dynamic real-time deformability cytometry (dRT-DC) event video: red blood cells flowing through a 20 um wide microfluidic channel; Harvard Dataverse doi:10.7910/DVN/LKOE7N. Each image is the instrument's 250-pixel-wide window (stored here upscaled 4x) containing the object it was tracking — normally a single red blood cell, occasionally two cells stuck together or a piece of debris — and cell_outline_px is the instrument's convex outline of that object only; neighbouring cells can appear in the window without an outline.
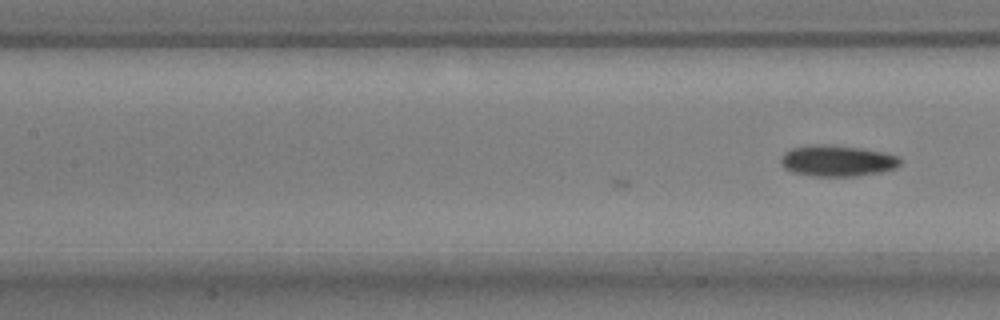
{"species": "common noctule bat (a hibernating species)", "species_latin": "Nyctalus noctula", "temperature_condition": "warm", "stored_images_in_passage": 6, "camera_frame_rate_fps": 3000, "um_per_image_px": 0.085, "animal": {"sex": "male", "body_mass_g": 17.9, "forearm_length_mm": 54.2}, "frame": {"image": 1, "passage_image": 6, "time_ms": 1.667, "image_size_px": [1000, 320], "cell_outline_px": [[900, 164], [896, 168], [880, 172], [856, 176], [812, 176], [792, 172], [784, 168], [780, 164], [780, 156], [784, 152], [792, 148], [820, 144], [860, 148], [884, 152], [900, 156]], "centroid_in_image_um": [71.15, 13.67], "position_along_channel_um": 136.2, "area_um2": 21.68}}